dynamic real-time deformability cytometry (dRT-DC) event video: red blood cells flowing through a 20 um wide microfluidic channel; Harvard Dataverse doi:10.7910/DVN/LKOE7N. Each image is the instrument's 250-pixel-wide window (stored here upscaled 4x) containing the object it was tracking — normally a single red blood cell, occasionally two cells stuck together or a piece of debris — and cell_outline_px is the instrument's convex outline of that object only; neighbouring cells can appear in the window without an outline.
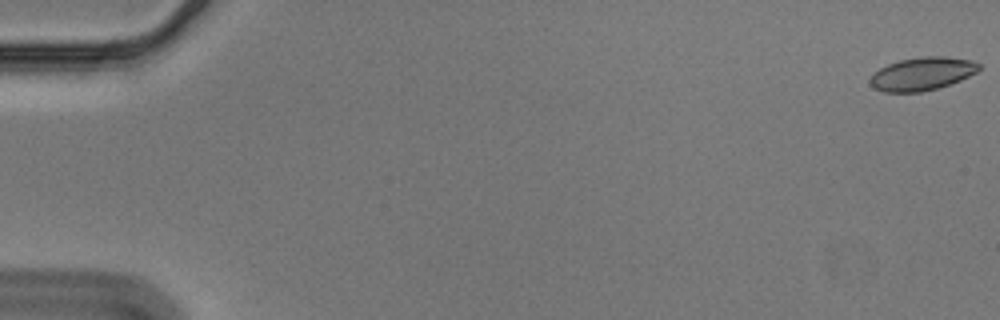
{"species": "Egyptian fruit bat (a non-hibernating species)", "species_latin": "Rousettus aegyptiacus", "temperature_condition": "cold", "stored_images_in_passage": 57, "camera_frame_rate_fps": 3000, "um_per_image_px": 0.085, "animal": {"sex": "male"}, "frame": {"image": 1, "passage_image": 1, "time_ms": 0.0, "image_size_px": [1000, 320], "cell_outline_px": [[980, 68], [976, 72], [960, 80], [936, 88], [920, 92], [884, 92], [876, 88], [868, 80], [880, 68], [888, 64], [900, 60], [920, 56], [948, 56], [972, 60], [980, 64]], "centroid_in_image_um": [78.4, 6.25], "position_along_channel_um": 6.6, "area_um2": 20.81}}
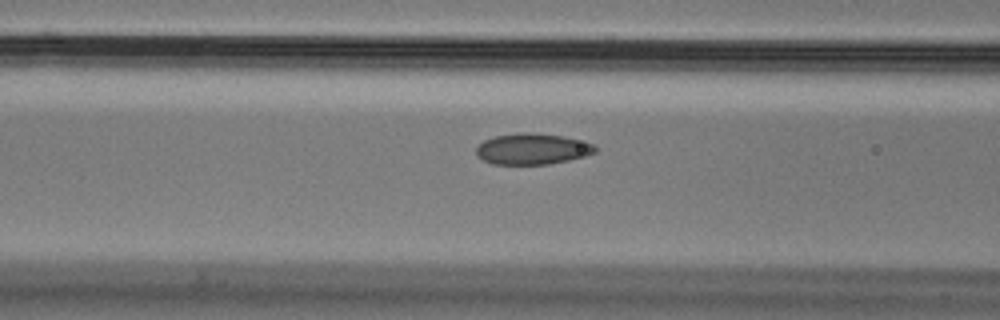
{"frame": {"image": 2, "passage_image": 24, "time_ms": 7.667, "image_size_px": [1000, 320], "cell_outline_px": [[596, 152], [584, 156], [568, 160], [548, 164], [492, 164], [476, 156], [476, 148], [484, 140], [496, 136], [516, 132], [532, 132], [564, 136], [596, 144]], "centroid_in_image_um": [45.25, 12.65], "position_along_channel_um": 121.3, "area_um2": 21.62}}
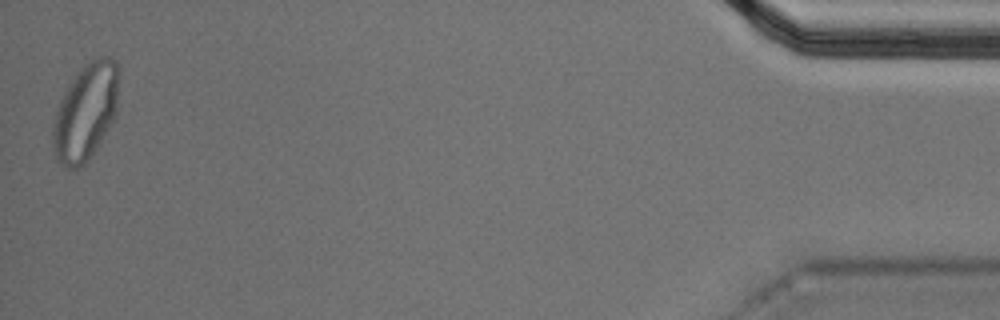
{"frame": {"image": 3, "passage_image": 57, "time_ms": 18.667, "image_size_px": [1000, 320], "cell_outline_px": [[116, 112], [108, 128], [96, 148], [88, 160], [84, 164], [76, 168], [64, 168], [56, 160], [52, 144], [52, 128], [56, 112], [60, 100], [72, 80], [80, 68], [84, 64], [100, 56], [108, 56], [116, 60]], "centroid_in_image_um": [7.23, 9.55], "position_along_channel_um": 428.0, "area_um2": 36.47}, "authors_computed_cell_mechanics": {"area_um2": 21.7328, "velocity_mm_per_s": 3.5554, "shape_relaxation_time_tau1_ms": null, "shape_relaxation_time_tau2_ms": 1.2893, "deformation_change_tau1": null, "deformation_change_tau2": 0.0628}}